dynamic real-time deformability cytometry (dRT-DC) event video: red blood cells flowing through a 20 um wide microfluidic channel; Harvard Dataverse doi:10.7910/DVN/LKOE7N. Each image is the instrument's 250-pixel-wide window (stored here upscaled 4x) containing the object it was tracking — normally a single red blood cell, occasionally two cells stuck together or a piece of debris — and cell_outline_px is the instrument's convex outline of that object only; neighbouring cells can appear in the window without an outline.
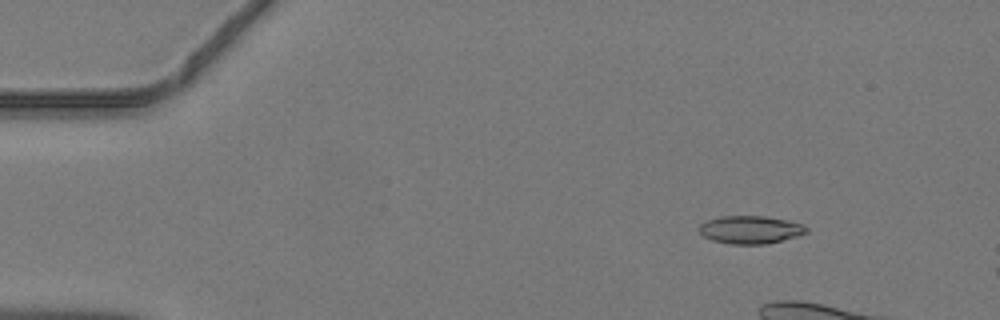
{"species": "common noctule bat (a hibernating species)", "species_latin": "Nyctalus noctula", "temperature_condition": "warm", "stored_images_in_passage": 8, "camera_frame_rate_fps": 3000, "um_per_image_px": 0.085, "animal": {"sex": "male", "body_mass_g": 19.2, "forearm_length_mm": 51.8}, "frame": {"image": 1, "passage_image": 2, "time_ms": 0.333, "image_size_px": [1000, 320], "cell_outline_px": [[808, 232], [796, 236], [768, 244], [732, 244], [712, 240], [704, 236], [700, 232], [700, 224], [708, 220], [720, 216], [764, 216], [788, 220], [804, 224], [808, 228]], "centroid_in_image_um": [63.82, 19.52], "position_along_channel_um": 21.2, "area_um2": 17.4}}